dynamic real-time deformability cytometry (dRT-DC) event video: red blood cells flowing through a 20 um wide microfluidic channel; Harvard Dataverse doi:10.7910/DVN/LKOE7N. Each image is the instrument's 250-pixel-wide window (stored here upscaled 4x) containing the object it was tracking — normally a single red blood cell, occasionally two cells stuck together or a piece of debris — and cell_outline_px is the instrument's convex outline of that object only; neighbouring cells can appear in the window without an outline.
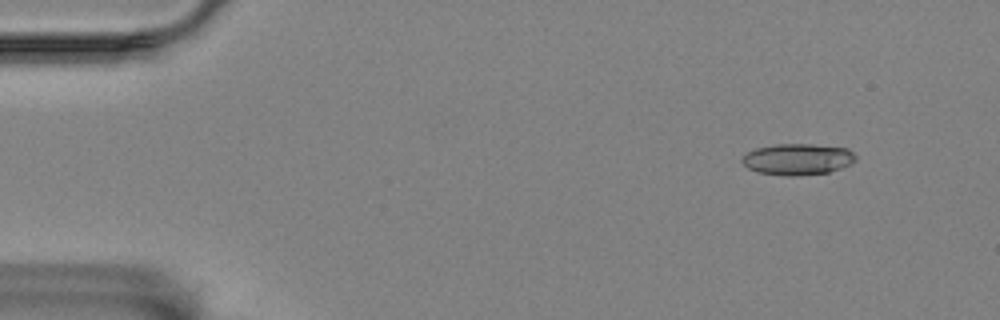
{"species": "Egyptian fruit bat (a non-hibernating species)", "species_latin": "Rousettus aegyptiacus", "temperature_condition": "room temperature", "stored_images_in_passage": 16, "camera_frame_rate_fps": 3000, "um_per_image_px": 0.085, "animal": {"sex": "female"}, "frame": {"image": 1, "passage_image": 1, "time_ms": 0.0, "image_size_px": [1000, 320], "cell_outline_px": [[856, 160], [852, 164], [828, 172], [800, 176], [788, 176], [756, 172], [748, 168], [740, 160], [748, 152], [756, 148], [776, 144], [812, 144], [848, 148], [856, 156]], "centroid_in_image_um": [67.81, 13.54], "position_along_channel_um": 17.2, "area_um2": 20.81}}
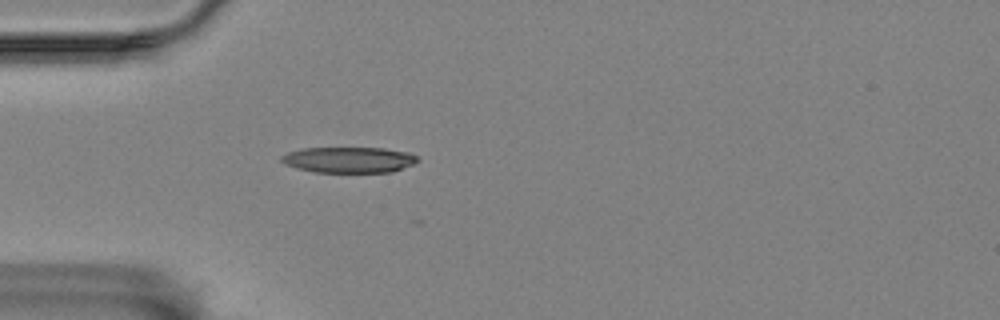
{"frame": {"image": 2, "passage_image": 12, "time_ms": 3.667, "image_size_px": [1000, 320], "cell_outline_px": [[420, 160], [412, 164], [392, 172], [316, 172], [296, 168], [284, 164], [280, 160], [280, 156], [288, 152], [300, 148], [384, 148], [408, 152], [416, 156]], "centroid_in_image_um": [29.62, 13.58], "position_along_channel_um": 55.4, "area_um2": 20.52}}